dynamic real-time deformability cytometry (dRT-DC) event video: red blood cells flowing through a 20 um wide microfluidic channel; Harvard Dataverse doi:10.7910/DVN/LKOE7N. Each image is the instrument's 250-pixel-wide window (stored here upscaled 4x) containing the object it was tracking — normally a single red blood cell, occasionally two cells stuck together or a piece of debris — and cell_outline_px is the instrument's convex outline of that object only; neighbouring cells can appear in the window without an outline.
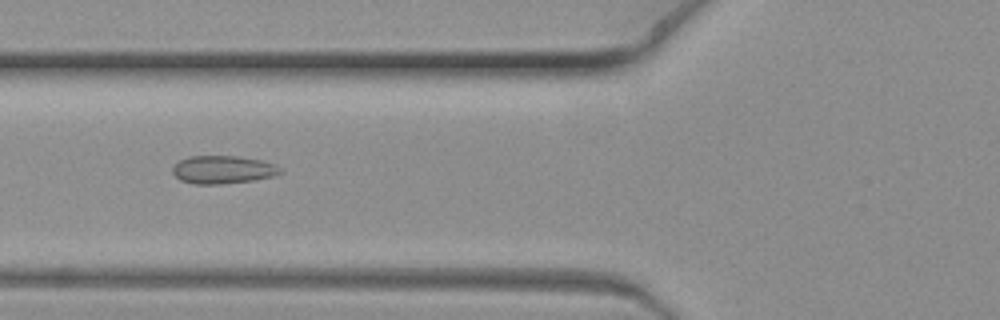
{"species": "common noctule bat (a hibernating species)", "species_latin": "Nyctalus noctula", "temperature_condition": "warm", "stored_images_in_passage": 6, "camera_frame_rate_fps": 3000, "um_per_image_px": 0.085, "animal": {"sex": "female", "body_mass_g": 19.3, "forearm_length_mm": 54.1}, "frame": {"image": 1, "passage_image": 4, "time_ms": 1.0, "image_size_px": [1000, 320], "cell_outline_px": [[284, 172], [276, 176], [252, 180], [220, 184], [192, 184], [180, 180], [172, 172], [172, 168], [180, 160], [188, 156], [236, 156], [260, 160], [276, 164]], "centroid_in_image_um": [18.96, 14.42], "position_along_channel_um": 106.8, "area_um2": 17.63}}
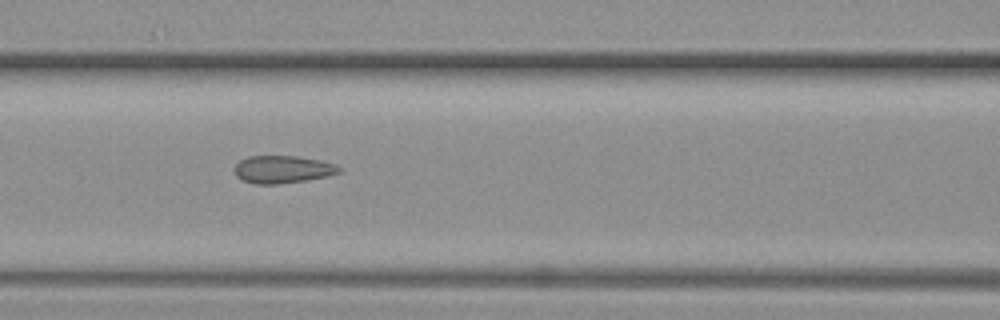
{"frame": {"image": 2, "passage_image": 5, "time_ms": 1.333, "image_size_px": [1000, 320], "cell_outline_px": [[340, 172], [328, 176], [308, 180], [276, 184], [256, 184], [240, 180], [236, 176], [232, 168], [240, 160], [248, 156], [296, 156], [320, 160], [336, 164], [340, 168]], "centroid_in_image_um": [23.98, 14.4], "position_along_channel_um": 142.6, "area_um2": 16.99}}
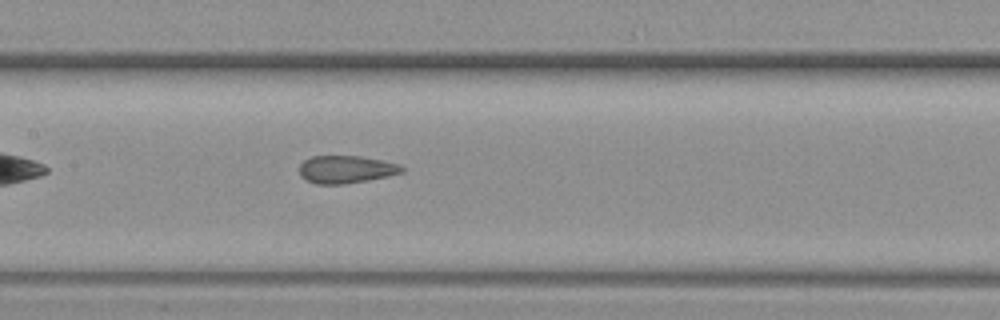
{"frame": {"image": 3, "passage_image": 6, "time_ms": 1.667, "image_size_px": [1000, 320], "cell_outline_px": [[404, 172], [388, 176], [368, 180], [344, 184], [316, 184], [300, 176], [300, 164], [304, 160], [312, 156], [360, 156], [400, 164], [404, 168]], "centroid_in_image_um": [29.42, 14.4], "position_along_channel_um": 178.0, "area_um2": 16.47}}